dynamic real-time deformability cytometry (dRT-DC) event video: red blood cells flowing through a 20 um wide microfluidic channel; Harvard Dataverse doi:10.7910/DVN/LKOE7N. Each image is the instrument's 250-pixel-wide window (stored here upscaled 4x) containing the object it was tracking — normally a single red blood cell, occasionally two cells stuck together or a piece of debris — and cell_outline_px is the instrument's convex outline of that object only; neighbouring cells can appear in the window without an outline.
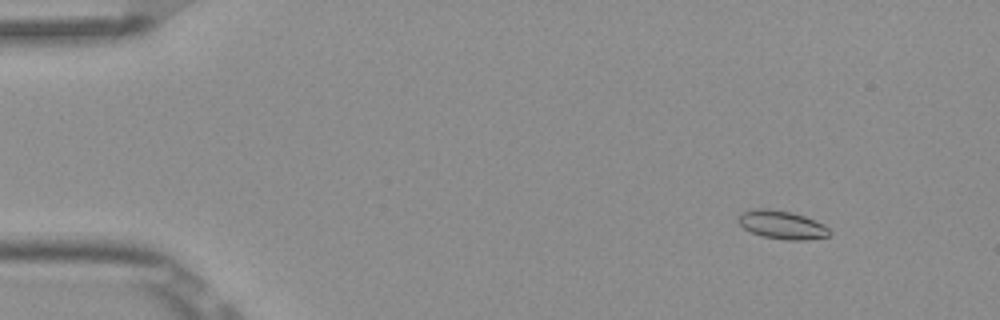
{"species": "Egyptian fruit bat (a non-hibernating species)", "species_latin": "Rousettus aegyptiacus", "temperature_condition": "room temperature", "stored_images_in_passage": 5, "camera_frame_rate_fps": 3000, "um_per_image_px": 0.085, "frame": {"image": 1, "passage_image": 2, "time_ms": 0.333, "image_size_px": [1000, 320], "cell_outline_px": [[832, 232], [828, 236], [808, 240], [788, 240], [764, 236], [752, 232], [744, 228], [740, 224], [740, 212], [752, 208], [768, 208], [792, 212], [804, 216], [824, 224]], "centroid_in_image_um": [66.49, 19.1], "position_along_channel_um": 18.5, "area_um2": 15.03}}
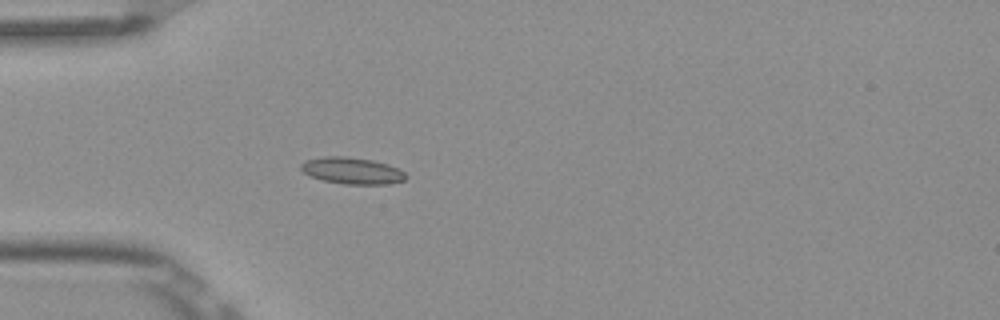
{"frame": {"image": 2, "passage_image": 5, "time_ms": 1.333, "image_size_px": [1000, 320], "cell_outline_px": [[408, 176], [404, 180], [388, 184], [344, 184], [324, 180], [312, 176], [304, 172], [300, 168], [300, 164], [304, 160], [324, 156], [348, 156], [372, 160], [388, 164], [404, 172]], "centroid_in_image_um": [29.92, 14.5], "position_along_channel_um": 55.1, "area_um2": 16.24}}